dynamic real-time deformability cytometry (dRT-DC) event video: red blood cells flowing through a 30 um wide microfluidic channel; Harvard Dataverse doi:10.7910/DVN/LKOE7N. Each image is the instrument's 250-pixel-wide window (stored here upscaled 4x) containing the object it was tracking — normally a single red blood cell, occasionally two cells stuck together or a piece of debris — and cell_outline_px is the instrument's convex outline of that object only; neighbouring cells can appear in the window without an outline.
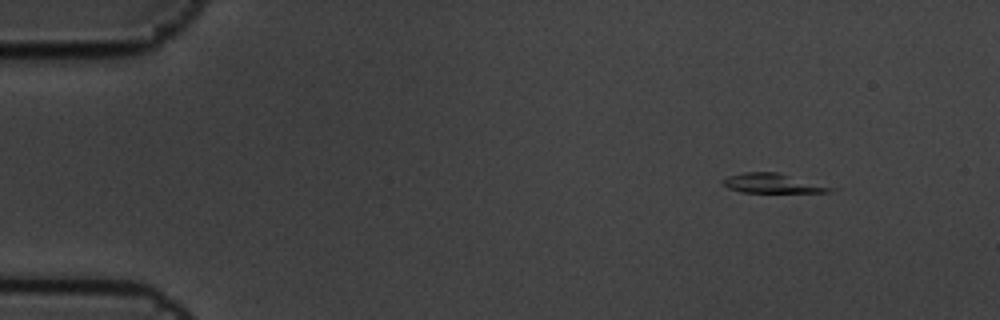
{"species": "common noctule bat (a hibernating species)", "species_latin": "Nyctalus noctula", "temperature_condition": "cold", "stored_images_in_passage": 12, "camera_frame_rate_fps": 3000, "um_per_image_px": 0.085, "animal": {"sex": "male", "body_mass_g": 19.5, "forearm_length_mm": 54.6}, "frame": {"image": 1, "passage_image": 1, "time_ms": 0.0, "image_size_px": [1000, 320], "cell_outline_px": [[840, 188], [828, 192], [740, 192], [728, 188], [724, 184], [724, 180], [728, 176], [744, 172], [776, 172]], "centroid_in_image_um": [65.73, 15.58], "position_along_channel_um": 19.3, "area_um2": 12.14}}
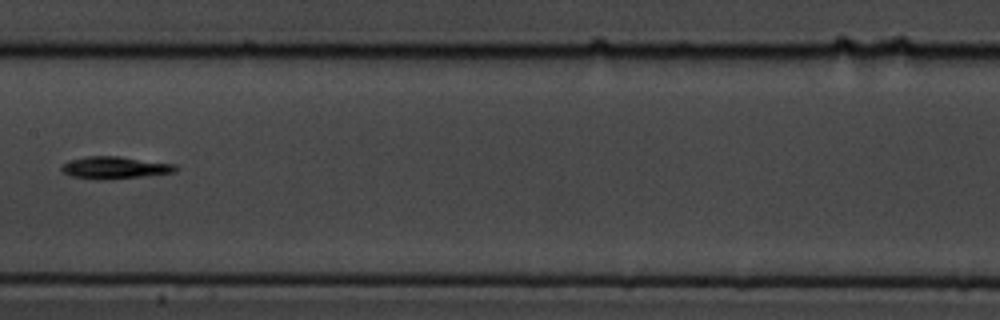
{"frame": {"image": 2, "passage_image": 7, "time_ms": 2.0, "image_size_px": [1000, 320], "cell_outline_px": [[180, 168], [176, 172], [104, 180], [96, 180], [72, 176], [60, 172], [60, 168], [64, 164], [72, 160], [88, 156], [120, 156], [176, 164]], "centroid_in_image_um": [9.78, 14.25], "position_along_channel_um": 197.6, "area_um2": 14.8}}
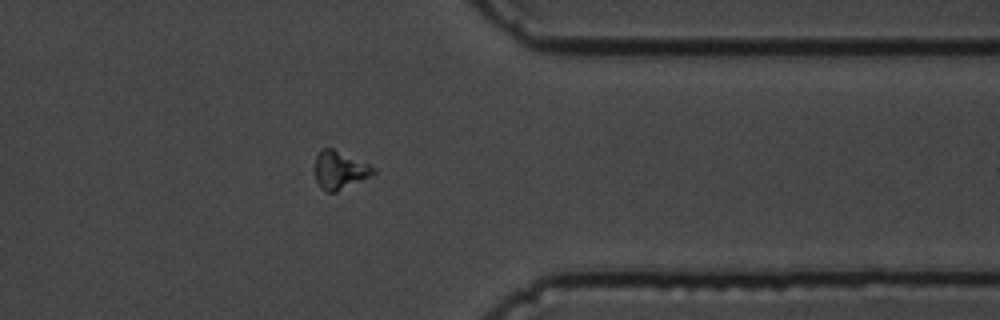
{"frame": {"image": 3, "passage_image": 12, "time_ms": 3.667, "image_size_px": [1000, 320], "cell_outline_px": [[376, 172], [336, 192], [324, 192], [320, 188], [316, 180], [316, 156], [320, 148], [332, 148], [368, 164], [376, 168]], "centroid_in_image_um": [28.84, 14.46], "position_along_channel_um": 382.6, "area_um2": 12.66}}